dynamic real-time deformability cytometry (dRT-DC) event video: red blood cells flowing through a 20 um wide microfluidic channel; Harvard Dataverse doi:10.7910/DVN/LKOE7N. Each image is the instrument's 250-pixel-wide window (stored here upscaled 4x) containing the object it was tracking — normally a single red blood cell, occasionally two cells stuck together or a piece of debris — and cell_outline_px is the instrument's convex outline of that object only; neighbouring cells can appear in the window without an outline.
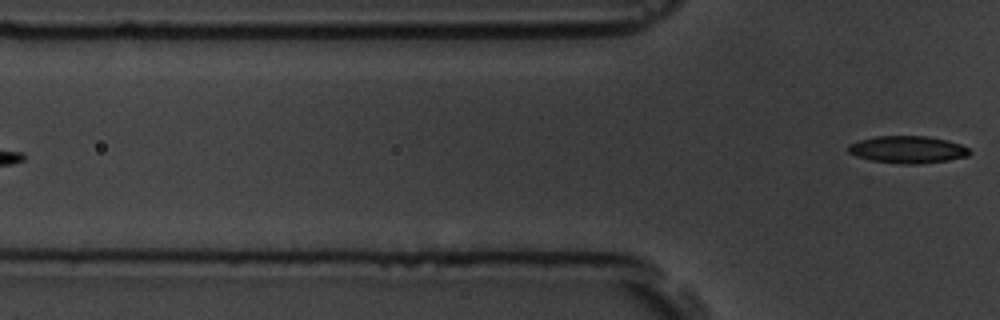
{"species": "common noctule bat (a hibernating species)", "species_latin": "Nyctalus noctula", "temperature_condition": "room temperature", "stored_images_in_passage": 6, "camera_frame_rate_fps": 3000, "um_per_image_px": 0.085, "animal": {"sex": "male", "body_mass_g": 19.5, "forearm_length_mm": 54.6}, "frame": {"image": 1, "passage_image": 6, "time_ms": 6.667, "image_size_px": [1000, 320], "cell_outline_px": [[972, 152], [968, 156], [948, 160], [920, 164], [900, 164], [872, 160], [856, 156], [848, 152], [848, 144], [860, 140], [876, 136], [928, 136], [948, 140], [972, 148]], "centroid_in_image_um": [77.2, 12.71], "position_along_channel_um": 48.6, "area_um2": 19.42}}